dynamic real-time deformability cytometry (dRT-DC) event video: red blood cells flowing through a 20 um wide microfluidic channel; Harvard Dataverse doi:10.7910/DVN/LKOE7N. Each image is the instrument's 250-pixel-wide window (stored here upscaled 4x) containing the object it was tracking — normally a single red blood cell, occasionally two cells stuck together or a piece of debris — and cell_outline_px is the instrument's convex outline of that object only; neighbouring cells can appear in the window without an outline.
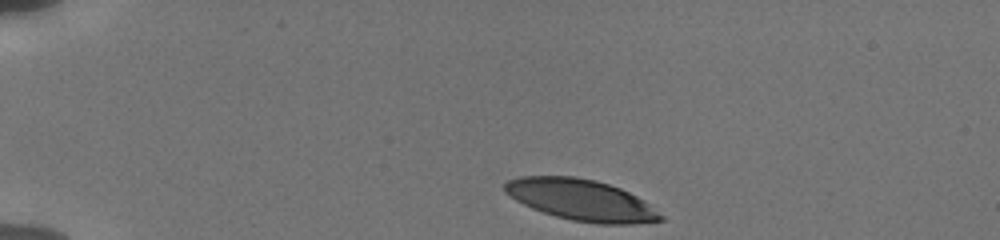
{"species": "human", "species_latin": "Homo sapiens", "temperature_condition": "cold", "stored_images_in_passage": 37, "camera_frame_rate_fps": 3000, "um_per_image_px": 0.085, "donor": {"sex": "male"}, "frame": {"image": 1, "passage_image": 1, "time_ms": 0.0, "image_size_px": [1000, 240], "cell_outline_px": [[664, 220], [632, 224], [596, 224], [572, 220], [556, 216], [532, 208], [516, 200], [504, 192], [504, 184], [508, 180], [520, 176], [576, 176], [596, 180], [620, 188], [636, 196], [664, 216]], "centroid_in_image_um": [49.38, 16.99], "position_along_channel_um": 35.6, "area_um2": 37.22}}
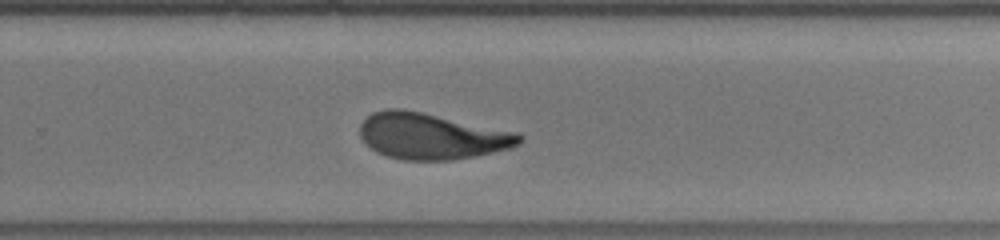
{"frame": {"image": 2, "passage_image": 27, "time_ms": 8.667, "image_size_px": [1000, 240], "cell_outline_px": [[524, 136], [520, 144], [508, 148], [476, 156], [452, 160], [404, 160], [388, 156], [376, 152], [360, 136], [360, 124], [372, 112], [384, 108], [404, 108], [516, 132]], "centroid_in_image_um": [36.67, 11.56], "position_along_channel_um": 293.1, "area_um2": 42.77}}
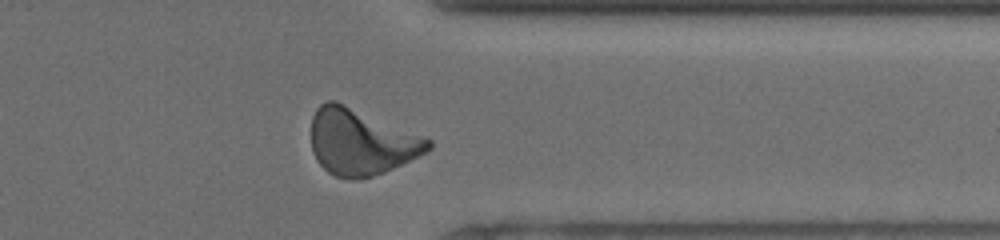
{"frame": {"image": 3, "passage_image": 34, "time_ms": 11.0, "image_size_px": [1000, 240], "cell_outline_px": [[432, 148], [428, 152], [384, 172], [372, 176], [352, 180], [336, 176], [328, 172], [316, 160], [312, 152], [312, 116], [316, 108], [320, 104], [328, 100], [336, 100], [432, 140]], "centroid_in_image_um": [30.68, 12.07], "position_along_channel_um": 380.7, "area_um2": 44.97}, "authors_computed_cell_mechanics": {"area_um2": 42.7142, "velocity_mm_per_s": 3.8177, "shape_relaxation_time_tau1_ms": 3.9706, "shape_relaxation_time_tau2_ms": 1.4863, "deformation_change_tau1": 0.1716, "deformation_change_tau2": 0.0976}}